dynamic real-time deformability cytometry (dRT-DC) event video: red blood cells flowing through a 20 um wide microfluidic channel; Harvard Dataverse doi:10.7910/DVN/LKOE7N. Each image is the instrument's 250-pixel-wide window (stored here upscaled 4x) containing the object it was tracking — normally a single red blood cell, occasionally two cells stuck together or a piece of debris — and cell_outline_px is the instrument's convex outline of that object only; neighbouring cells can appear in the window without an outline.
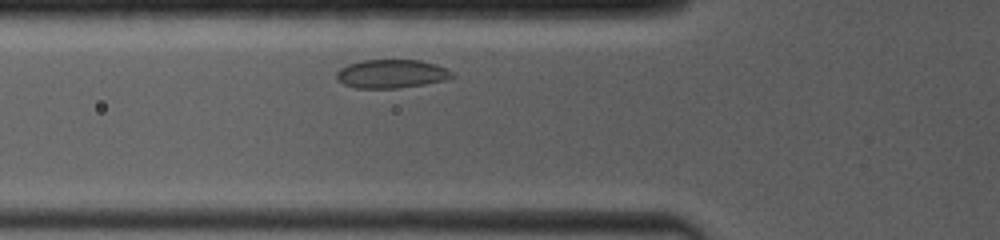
{"species": "common noctule bat (a hibernating species)", "species_latin": "Nyctalus noctula", "temperature_condition": "room temperature", "stored_images_in_passage": 3, "camera_frame_rate_fps": 4000, "um_per_image_px": 0.085, "animal": {"sex": "female", "body_mass_g": 19.0, "forearm_length_mm": 53.3}, "frame": {"image": 1, "passage_image": 3, "time_ms": 2.25, "image_size_px": [1000, 240], "cell_outline_px": [[456, 76], [444, 80], [424, 84], [400, 88], [356, 88], [344, 84], [336, 76], [336, 72], [340, 68], [348, 64], [364, 60], [420, 60], [436, 64], [452, 72]], "centroid_in_image_um": [33.28, 6.27], "position_along_channel_um": 92.5, "area_um2": 19.13}}